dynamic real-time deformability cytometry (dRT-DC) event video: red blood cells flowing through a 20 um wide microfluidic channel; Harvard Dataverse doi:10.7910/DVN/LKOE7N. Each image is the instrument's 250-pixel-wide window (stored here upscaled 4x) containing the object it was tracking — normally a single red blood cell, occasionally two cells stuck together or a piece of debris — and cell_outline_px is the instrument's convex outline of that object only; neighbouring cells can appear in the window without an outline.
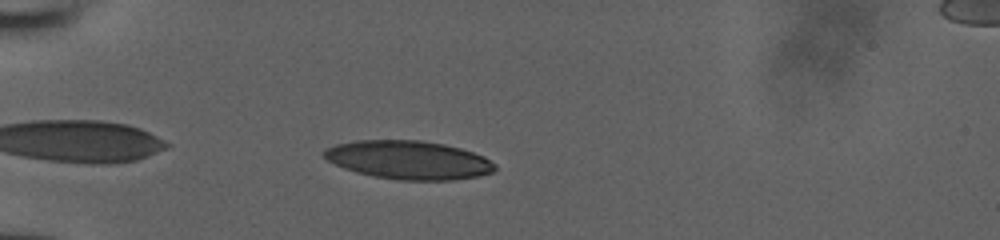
{"species": "human", "species_latin": "Homo sapiens", "temperature_condition": "room temperature", "stored_images_in_passage": 38, "camera_frame_rate_fps": 3000, "um_per_image_px": 0.085, "donor": {"sex": "male"}, "frame": {"image": 1, "passage_image": 3, "time_ms": 0.667, "image_size_px": [1000, 240], "cell_outline_px": [[496, 168], [492, 172], [480, 176], [456, 180], [396, 180], [372, 176], [356, 172], [344, 168], [328, 160], [320, 152], [324, 148], [336, 144], [356, 140], [420, 140], [444, 144], [460, 148], [484, 156], [496, 164]], "centroid_in_image_um": [34.72, 13.6], "position_along_channel_um": 50.3, "area_um2": 38.61}}
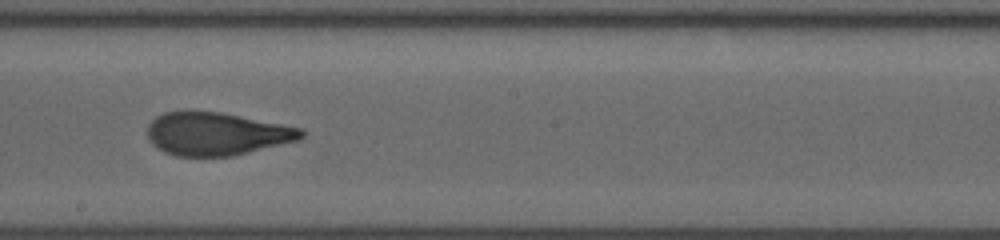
{"frame": {"image": 2, "passage_image": 18, "time_ms": 5.667, "image_size_px": [1000, 240], "cell_outline_px": [[304, 136], [300, 140], [232, 156], [176, 156], [164, 152], [156, 148], [148, 140], [148, 124], [156, 116], [164, 112], [220, 112], [304, 128]], "centroid_in_image_um": [18.42, 11.39], "position_along_channel_um": 229.8, "area_um2": 38.49}}
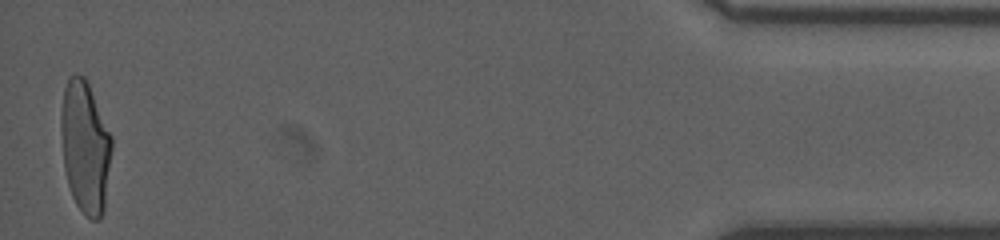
{"frame": {"image": 3, "passage_image": 38, "time_ms": 12.333, "image_size_px": [1000, 240], "cell_outline_px": [[112, 148], [104, 212], [100, 220], [92, 220], [76, 204], [72, 196], [68, 184], [64, 168], [60, 128], [60, 116], [64, 88], [68, 76], [76, 72], [84, 76], [88, 84], [112, 136]], "centroid_in_image_um": [7.23, 12.47], "position_along_channel_um": 428.0, "area_um2": 39.25}}